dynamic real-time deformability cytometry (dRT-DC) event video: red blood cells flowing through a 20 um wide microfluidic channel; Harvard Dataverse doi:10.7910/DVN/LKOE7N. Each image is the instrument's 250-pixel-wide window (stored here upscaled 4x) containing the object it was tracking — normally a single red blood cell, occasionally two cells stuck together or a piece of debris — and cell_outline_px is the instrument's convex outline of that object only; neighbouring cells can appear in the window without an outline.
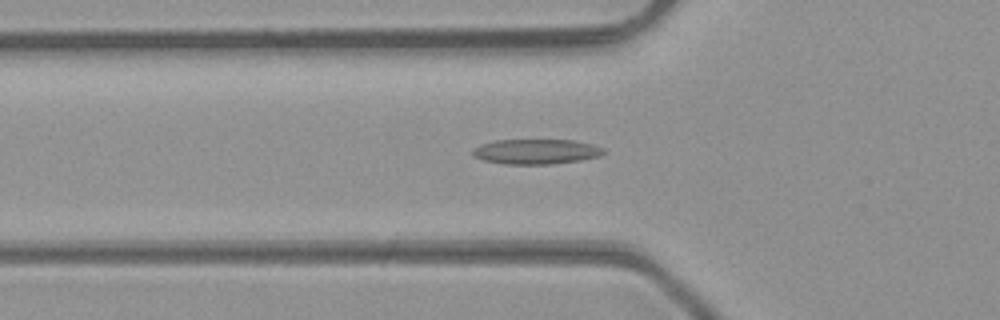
{"species": "common noctule bat (a hibernating species)", "species_latin": "Nyctalus noctula", "temperature_condition": "room temperature", "stored_images_in_passage": 44, "camera_frame_rate_fps": 3000, "um_per_image_px": 0.085, "animal": {"sex": "male", "body_mass_g": 23.1, "forearm_length_mm": 52.7}, "frame": {"image": 1, "passage_image": 12, "time_ms": 3.667, "image_size_px": [1000, 320], "cell_outline_px": [[604, 152], [600, 156], [580, 160], [552, 164], [504, 164], [484, 160], [472, 156], [472, 148], [480, 144], [496, 140], [572, 140], [592, 144], [604, 148]], "centroid_in_image_um": [45.53, 12.88], "position_along_channel_um": 80.3, "area_um2": 19.13}}
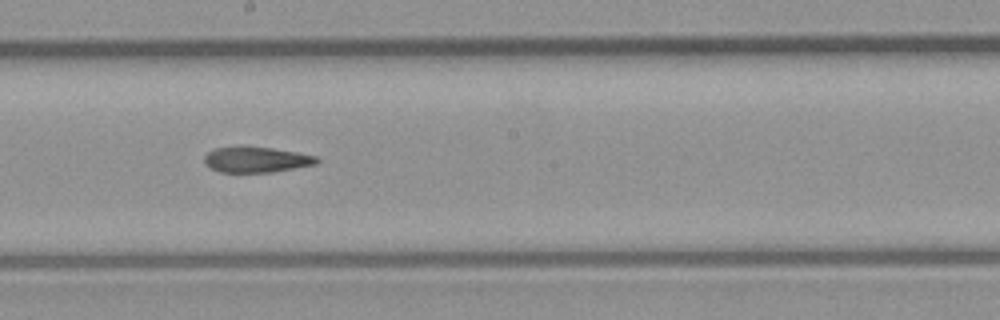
{"frame": {"image": 2, "passage_image": 22, "time_ms": 7.0, "image_size_px": [1000, 320], "cell_outline_px": [[320, 160], [316, 164], [272, 172], [220, 172], [212, 168], [204, 160], [204, 156], [208, 152], [216, 148], [240, 144], [244, 144], [272, 148], [296, 152], [316, 156]], "centroid_in_image_um": [21.77, 13.53], "position_along_channel_um": 226.4, "area_um2": 17.05}}
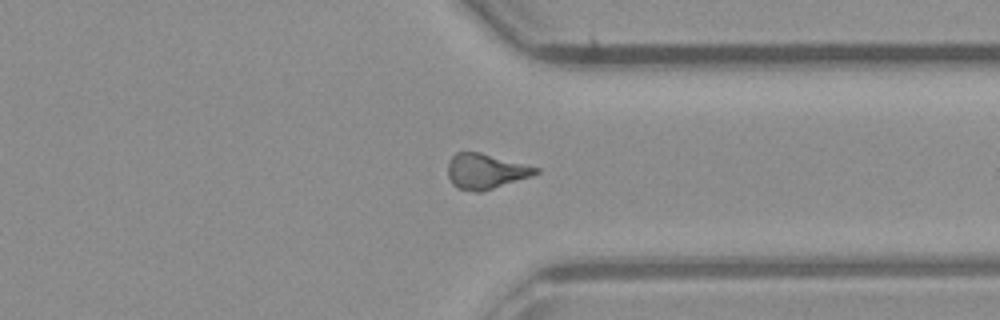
{"frame": {"image": 3, "passage_image": 32, "time_ms": 10.333, "image_size_px": [1000, 320], "cell_outline_px": [[540, 172], [532, 176], [480, 192], [476, 192], [456, 188], [452, 184], [448, 176], [448, 160], [456, 152], [480, 152], [540, 168]], "centroid_in_image_um": [41.26, 14.56], "position_along_channel_um": 370.1, "area_um2": 18.03}, "authors_computed_cell_mechanics": {"area_um2": 18.0047, "velocity_mm_per_s": 4.3487, "shape_relaxation_time_tau1_ms": null, "shape_relaxation_time_tau2_ms": 2.891, "deformation_change_tau1": null, "deformation_change_tau2": 0.1135}}